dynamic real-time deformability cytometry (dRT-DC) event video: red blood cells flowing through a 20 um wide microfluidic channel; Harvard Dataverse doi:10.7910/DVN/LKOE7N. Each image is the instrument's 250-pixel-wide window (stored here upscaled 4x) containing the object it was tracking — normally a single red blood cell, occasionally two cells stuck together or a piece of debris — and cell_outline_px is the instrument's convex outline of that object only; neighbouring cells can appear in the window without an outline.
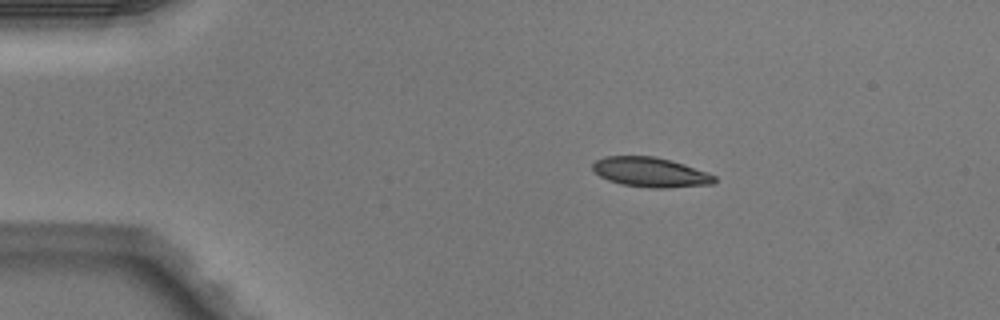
{"species": "Egyptian fruit bat (a non-hibernating species)", "species_latin": "Rousettus aegyptiacus", "temperature_condition": "warm", "stored_images_in_passage": 4, "camera_frame_rate_fps": 3000, "um_per_image_px": 0.085, "animal": {"sex": "male"}, "frame": {"image": 1, "passage_image": 1, "time_ms": 0.0, "image_size_px": [1000, 320], "cell_outline_px": [[716, 180], [712, 184], [668, 188], [652, 188], [620, 184], [608, 180], [600, 176], [592, 168], [592, 164], [596, 160], [604, 156], [652, 156], [684, 164], [716, 176]], "centroid_in_image_um": [55.26, 14.64], "position_along_channel_um": 29.7, "area_um2": 20.92}}
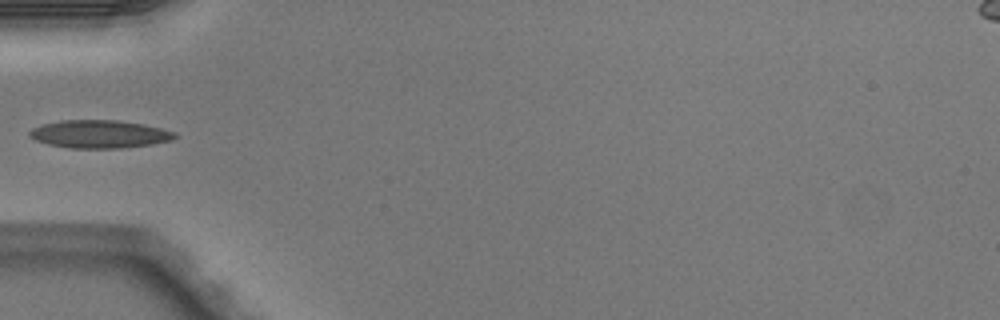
{"frame": {"image": 2, "passage_image": 3, "time_ms": 0.667, "image_size_px": [1000, 320], "cell_outline_px": [[176, 136], [172, 140], [152, 144], [120, 148], [72, 148], [48, 144], [36, 140], [28, 136], [28, 132], [32, 128], [44, 124], [60, 120], [120, 120], [144, 124], [176, 132]], "centroid_in_image_um": [8.45, 11.39], "position_along_channel_um": 76.6, "area_um2": 23.64}}
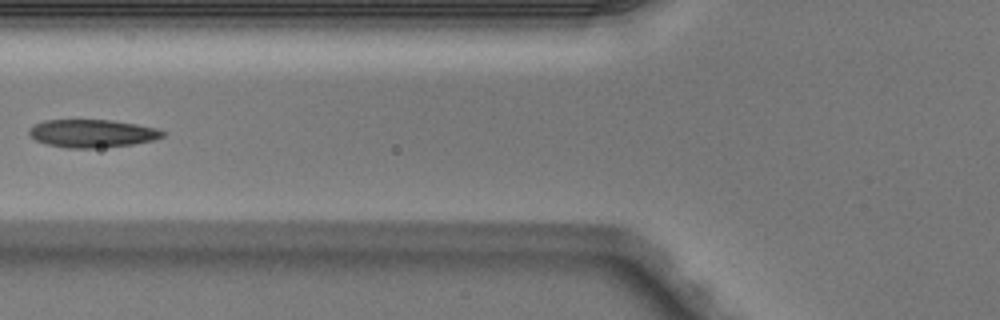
{"frame": {"image": 3, "passage_image": 4, "time_ms": 1.0, "image_size_px": [1000, 320], "cell_outline_px": [[164, 136], [152, 140], [132, 144], [92, 148], [64, 148], [44, 144], [28, 136], [28, 128], [44, 120], [108, 120], [136, 124], [156, 128], [164, 132]], "centroid_in_image_um": [7.76, 11.34], "position_along_channel_um": 118.0, "area_um2": 21.68}}